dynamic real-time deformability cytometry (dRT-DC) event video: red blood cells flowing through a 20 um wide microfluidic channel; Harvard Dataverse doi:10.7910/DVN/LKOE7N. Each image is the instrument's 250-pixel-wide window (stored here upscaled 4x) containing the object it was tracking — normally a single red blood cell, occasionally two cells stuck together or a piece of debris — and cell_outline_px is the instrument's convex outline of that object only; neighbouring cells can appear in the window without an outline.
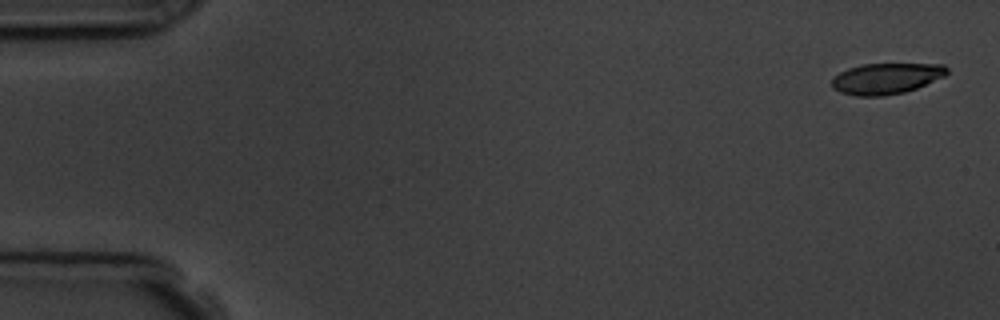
{"species": "common noctule bat (a hibernating species)", "species_latin": "Nyctalus noctula", "temperature_condition": "room temperature", "stored_images_in_passage": 5, "camera_frame_rate_fps": 3000, "um_per_image_px": 0.085, "animal": {"sex": "male", "body_mass_g": 19.5, "forearm_length_mm": 54.6}, "frame": {"image": 1, "passage_image": 1, "time_ms": 0.0, "image_size_px": [1000, 320], "cell_outline_px": [[948, 72], [944, 76], [916, 88], [904, 92], [884, 96], [856, 96], [840, 92], [832, 88], [832, 80], [840, 72], [848, 68], [860, 64], [944, 64], [948, 68]], "centroid_in_image_um": [75.32, 6.67], "position_along_channel_um": 9.7, "area_um2": 20.69}}